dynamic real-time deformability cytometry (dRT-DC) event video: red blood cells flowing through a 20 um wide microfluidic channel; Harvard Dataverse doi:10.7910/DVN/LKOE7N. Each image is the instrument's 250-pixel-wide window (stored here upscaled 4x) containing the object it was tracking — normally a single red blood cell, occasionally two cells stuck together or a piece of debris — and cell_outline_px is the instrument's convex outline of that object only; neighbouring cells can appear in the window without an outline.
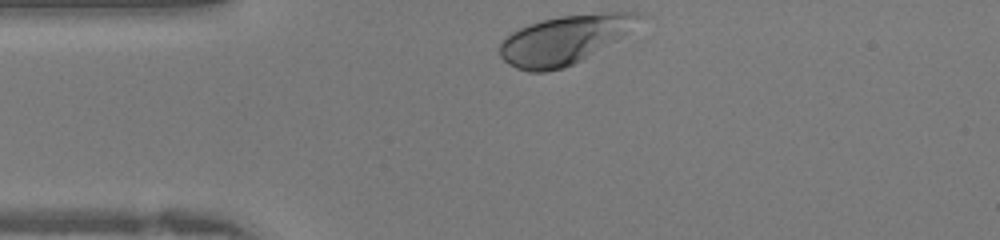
{"species": "human", "species_latin": "Homo sapiens", "temperature_condition": "warm", "stored_images_in_passage": 25, "camera_frame_rate_fps": 3000, "um_per_image_px": 0.085, "donor": {"sex": "female"}, "frame": {"image": 1, "passage_image": 1, "time_ms": 0.0, "image_size_px": [1000, 240], "cell_outline_px": [[644, 16], [616, 40], [580, 60], [564, 68], [544, 72], [528, 72], [516, 68], [508, 64], [500, 56], [500, 44], [512, 32], [528, 24], [560, 16], [608, 12], [640, 12]], "centroid_in_image_um": [47.93, 3.38], "position_along_channel_um": 37.1, "area_um2": 38.67}}
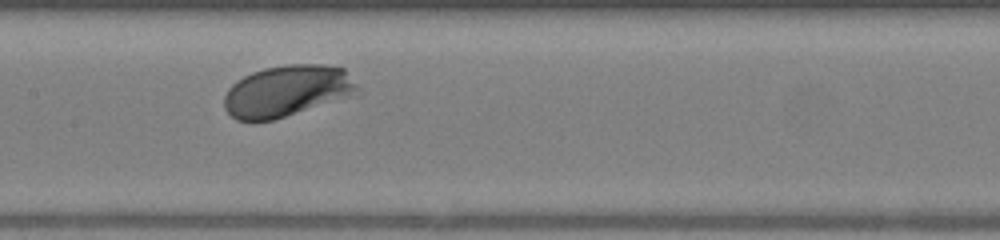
{"frame": {"image": 2, "passage_image": 12, "time_ms": 3.667, "image_size_px": [1000, 240], "cell_outline_px": [[360, 88], [348, 96], [272, 120], [236, 120], [224, 108], [224, 96], [228, 88], [236, 80], [252, 72], [264, 68], [288, 64], [324, 64], [344, 68]], "centroid_in_image_um": [24.35, 7.7], "position_along_channel_um": 183.0, "area_um2": 39.36}}
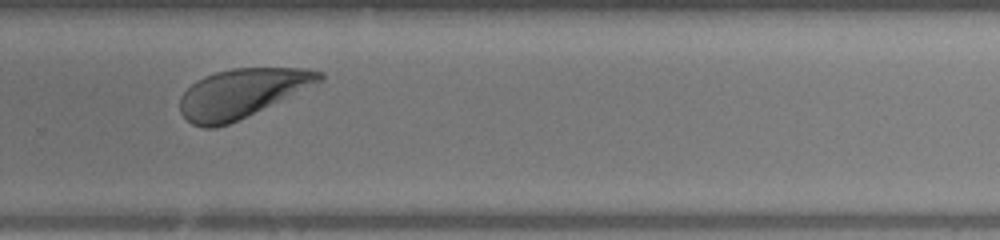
{"frame": {"image": 3, "passage_image": 20, "time_ms": 6.333, "image_size_px": [1000, 240], "cell_outline_px": [[324, 76], [316, 84], [228, 124], [216, 128], [204, 128], [192, 124], [180, 112], [180, 96], [196, 80], [204, 76], [216, 72], [232, 68], [308, 68], [324, 72]], "centroid_in_image_um": [20.53, 7.91], "position_along_channel_um": 309.3, "area_um2": 39.3}}